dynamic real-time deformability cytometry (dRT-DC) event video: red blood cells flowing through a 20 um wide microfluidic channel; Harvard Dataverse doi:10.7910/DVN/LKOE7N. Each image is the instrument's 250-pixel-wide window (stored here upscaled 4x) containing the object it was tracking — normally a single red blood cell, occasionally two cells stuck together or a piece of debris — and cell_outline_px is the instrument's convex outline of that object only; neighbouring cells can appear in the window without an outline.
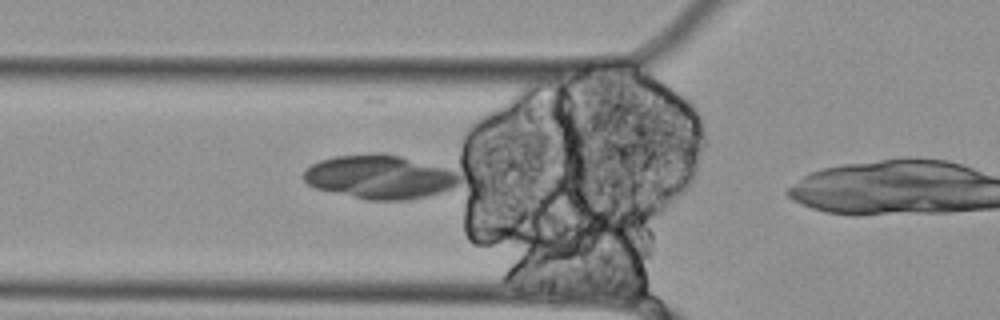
{"species": "Egyptian fruit bat (a non-hibernating species)", "species_latin": "Rousettus aegyptiacus", "temperature_condition": "cold", "stored_images_in_passage": 17, "camera_frame_rate_fps": 3000, "um_per_image_px": 0.085, "animal": {"sex": "female"}, "frame": {"image": 1, "passage_image": 12, "time_ms": 3.667, "image_size_px": [1000, 320], "cell_outline_px": [[460, 184], [452, 188], [440, 192], [408, 200], [368, 200], [316, 188], [308, 184], [304, 180], [304, 172], [312, 164], [320, 160], [336, 156], [376, 152], [380, 152], [400, 156], [444, 168], [456, 172], [460, 176]], "centroid_in_image_um": [32.28, 15.03], "position_along_channel_um": 93.5, "area_um2": 39.48}}
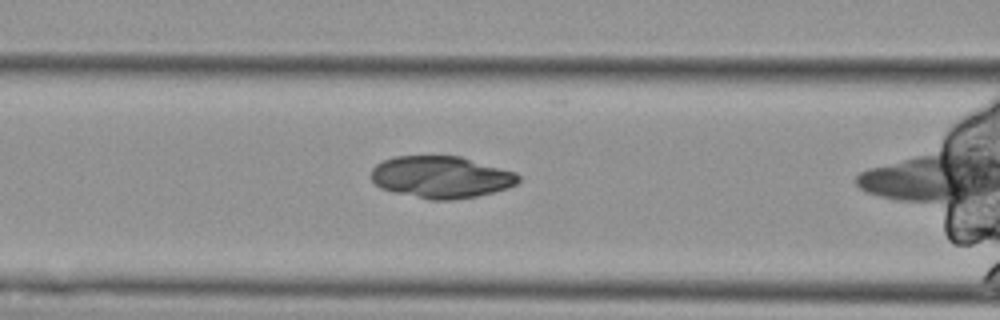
{"frame": {"image": 2, "passage_image": 15, "time_ms": 4.667, "image_size_px": [1000, 320], "cell_outline_px": [[520, 180], [516, 184], [508, 188], [476, 196], [452, 200], [432, 200], [392, 192], [380, 188], [372, 180], [372, 168], [376, 164], [384, 160], [396, 156], [460, 156], [516, 172], [520, 176]], "centroid_in_image_um": [37.5, 15.05], "position_along_channel_um": 129.1, "area_um2": 36.01}}